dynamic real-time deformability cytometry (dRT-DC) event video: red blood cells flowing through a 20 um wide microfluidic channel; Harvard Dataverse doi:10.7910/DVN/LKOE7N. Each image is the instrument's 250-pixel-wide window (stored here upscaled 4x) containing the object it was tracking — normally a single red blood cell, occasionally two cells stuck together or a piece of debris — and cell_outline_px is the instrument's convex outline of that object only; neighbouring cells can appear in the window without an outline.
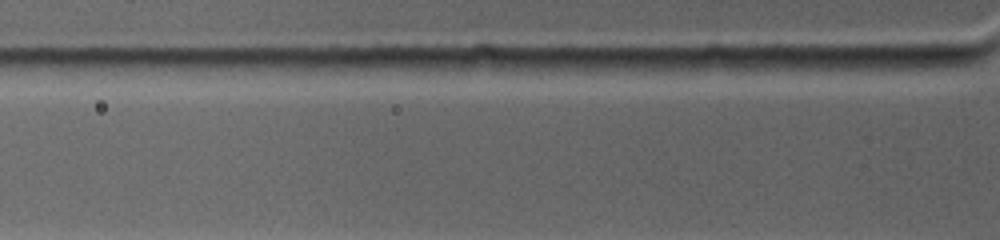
{"species": "common noctule bat (a hibernating species)", "species_latin": "Nyctalus noctula", "temperature_condition": "warm", "stored_images_in_passage": 2, "camera_frame_rate_fps": 4500, "um_per_image_px": 0.085, "animal": {"sex": "female", "body_mass_g": 19.0, "forearm_length_mm": 53.3}, "frame": {"image": 1, "passage_image": 2, "time_ms": 0.444, "image_size_px": [1000, 240], "cell_outline_px": [[968, 64], [940, 68], [856, 76], [800, 68], [800, 64], [808, 56], [968, 56]], "centroid_in_image_um": [74.73, 5.43], "position_along_channel_um": 51.1, "area_um2": 17.98}}